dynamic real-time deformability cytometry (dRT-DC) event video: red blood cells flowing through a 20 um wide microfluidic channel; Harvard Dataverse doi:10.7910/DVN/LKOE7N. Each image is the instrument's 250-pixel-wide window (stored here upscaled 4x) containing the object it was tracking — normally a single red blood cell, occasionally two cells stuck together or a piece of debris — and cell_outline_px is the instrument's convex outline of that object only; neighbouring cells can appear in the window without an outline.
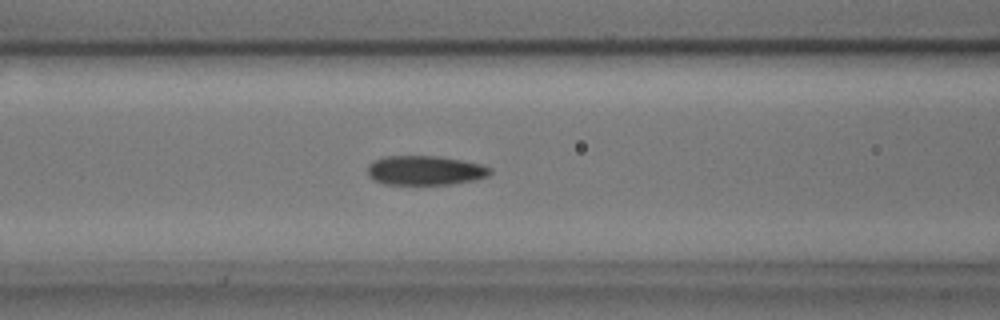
{"species": "common noctule bat (a hibernating species)", "species_latin": "Nyctalus noctula", "temperature_condition": "cold", "stored_images_in_passage": 55, "segment_of_instrument_passage": [1, 2], "camera_frame_rate_fps": 3000, "um_per_image_px": 0.085, "animal": {"sex": "male", "body_mass_g": 17.9, "forearm_length_mm": 54.2}, "frame": {"image": 1, "passage_image": 21, "time_ms": 6.667, "image_size_px": [1000, 320], "cell_outline_px": [[492, 172], [488, 176], [476, 180], [448, 184], [384, 184], [368, 176], [368, 164], [372, 160], [384, 156], [440, 156], [480, 164], [492, 168]], "centroid_in_image_um": [36.13, 14.48], "position_along_channel_um": 130.5, "area_um2": 21.04}}
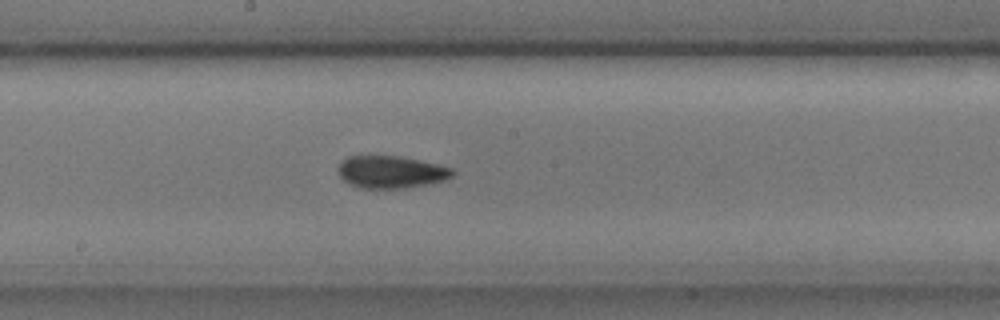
{"frame": {"image": 2, "passage_image": 28, "time_ms": 9.0, "image_size_px": [1000, 320], "cell_outline_px": [[456, 172], [452, 176], [444, 180], [428, 184], [404, 188], [360, 188], [348, 184], [340, 176], [340, 160], [348, 156], [396, 156], [436, 164], [452, 168]], "centroid_in_image_um": [33.23, 14.63], "position_along_channel_um": 215.0, "area_um2": 21.33}}
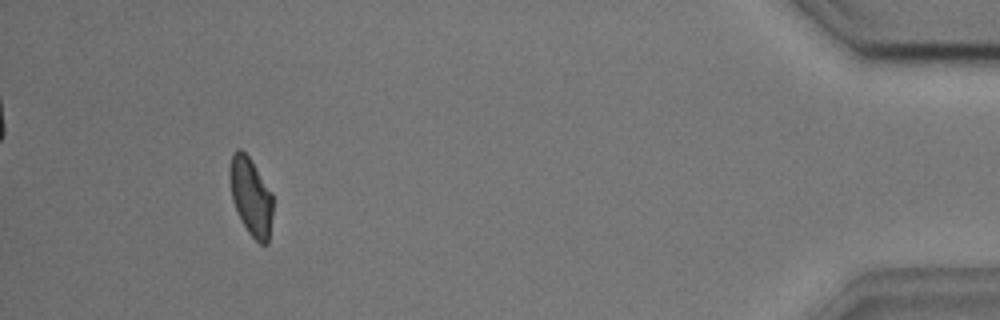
{"frame": {"image": 3, "passage_image": 50, "time_ms": 16.333, "image_size_px": [1000, 320], "cell_outline_px": [[272, 216], [268, 244], [260, 244], [248, 232], [232, 200], [228, 172], [232, 152], [236, 148], [240, 148], [248, 156], [272, 192]], "centroid_in_image_um": [21.31, 16.67], "position_along_channel_um": 413.9, "area_um2": 19.48}}